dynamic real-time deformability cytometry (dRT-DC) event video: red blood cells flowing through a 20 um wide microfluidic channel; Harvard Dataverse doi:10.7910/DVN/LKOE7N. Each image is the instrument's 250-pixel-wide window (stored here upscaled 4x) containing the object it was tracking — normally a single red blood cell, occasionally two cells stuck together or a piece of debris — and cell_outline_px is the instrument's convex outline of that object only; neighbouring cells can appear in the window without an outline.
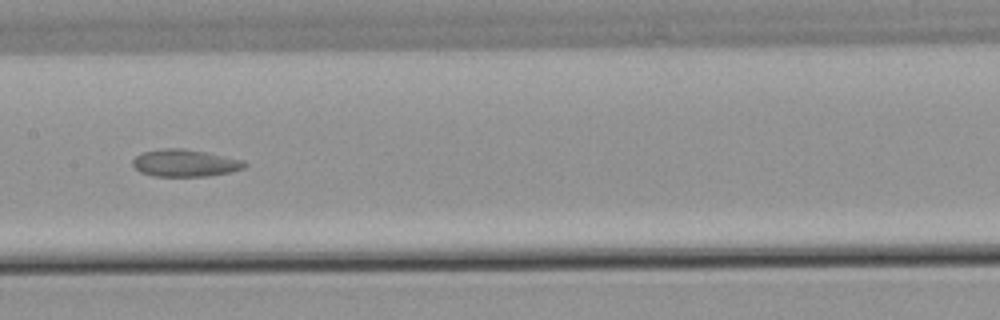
{"species": "common noctule bat (a hibernating species)", "species_latin": "Nyctalus noctula", "temperature_condition": "warm", "stored_images_in_passage": 57, "segment_of_instrument_passage": [1, 2], "camera_frame_rate_fps": 3000, "um_per_image_px": 0.085, "animal": {"sex": "male", "body_mass_g": 21.5, "forearm_length_mm": 52.0}, "frame": {"image": 1, "passage_image": 29, "time_ms": 9.333, "image_size_px": [1000, 320], "cell_outline_px": [[248, 164], [244, 168], [228, 172], [208, 176], [152, 176], [140, 172], [132, 164], [132, 160], [136, 156], [144, 152], [164, 148], [184, 148], [244, 160]], "centroid_in_image_um": [15.71, 13.86], "position_along_channel_um": 191.7, "area_um2": 17.63}}
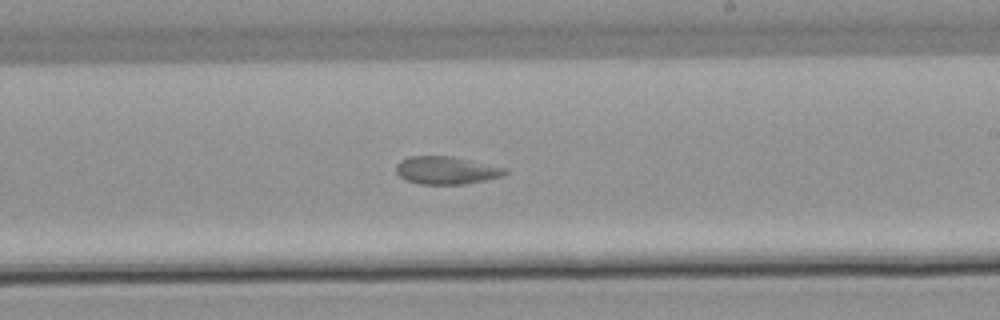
{"frame": {"image": 2, "passage_image": 34, "time_ms": 11.0, "image_size_px": [1000, 320], "cell_outline_px": [[508, 172], [504, 176], [464, 184], [420, 184], [404, 180], [396, 172], [396, 164], [400, 160], [408, 156], [452, 156], [508, 168]], "centroid_in_image_um": [37.93, 14.47], "position_along_channel_um": 251.1, "area_um2": 17.8}}
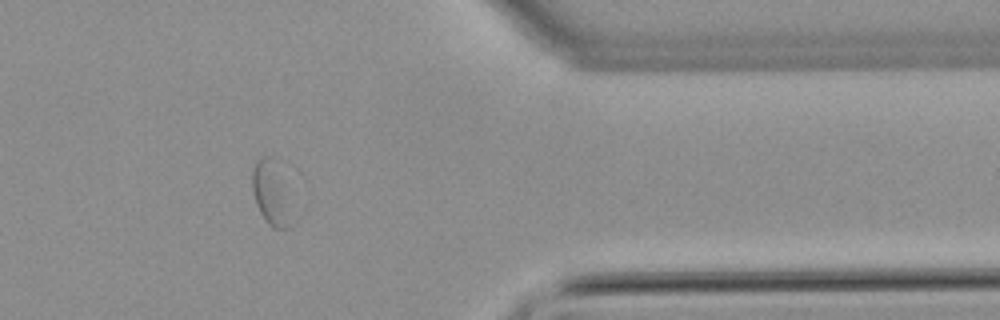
{"frame": {"image": 3, "passage_image": 47, "time_ms": 15.333, "image_size_px": [1000, 320], "cell_outline_px": [[288, 228], [272, 228], [264, 220], [256, 204], [252, 192], [252, 168], [256, 160], [260, 156], [272, 156]], "centroid_in_image_um": [22.79, 16.38], "position_along_channel_um": 388.6, "area_um2": 12.25}}